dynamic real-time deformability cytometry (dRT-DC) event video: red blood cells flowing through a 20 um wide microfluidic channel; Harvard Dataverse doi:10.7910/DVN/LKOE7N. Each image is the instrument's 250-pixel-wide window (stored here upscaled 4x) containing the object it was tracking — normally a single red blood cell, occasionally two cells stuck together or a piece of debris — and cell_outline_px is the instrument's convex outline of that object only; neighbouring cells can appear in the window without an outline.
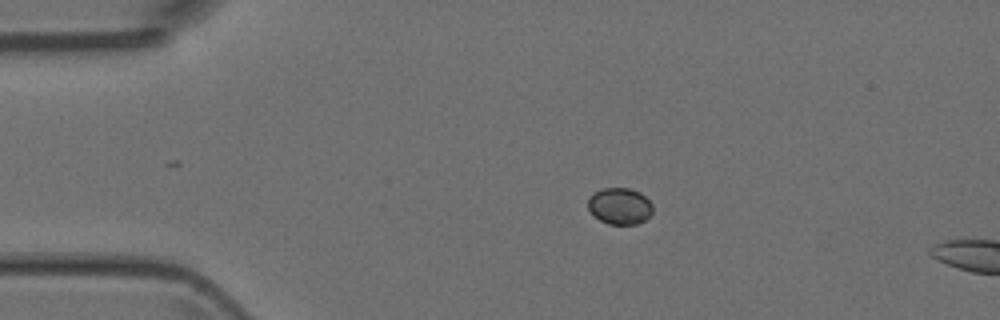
{"species": "Egyptian fruit bat (a non-hibernating species)", "species_latin": "Rousettus aegyptiacus", "temperature_condition": "room temperature", "stored_images_in_passage": 2, "camera_frame_rate_fps": 3000, "um_per_image_px": 0.085, "animal": {"sex": "female"}, "frame": {"image": 1, "passage_image": 1, "time_ms": 0.0, "image_size_px": [1000, 320], "cell_outline_px": [[652, 212], [644, 220], [636, 224], [608, 224], [600, 220], [588, 208], [588, 196], [592, 192], [604, 188], [628, 188], [640, 192], [652, 204]], "centroid_in_image_um": [52.66, 17.5], "position_along_channel_um": 32.3, "area_um2": 13.7}}